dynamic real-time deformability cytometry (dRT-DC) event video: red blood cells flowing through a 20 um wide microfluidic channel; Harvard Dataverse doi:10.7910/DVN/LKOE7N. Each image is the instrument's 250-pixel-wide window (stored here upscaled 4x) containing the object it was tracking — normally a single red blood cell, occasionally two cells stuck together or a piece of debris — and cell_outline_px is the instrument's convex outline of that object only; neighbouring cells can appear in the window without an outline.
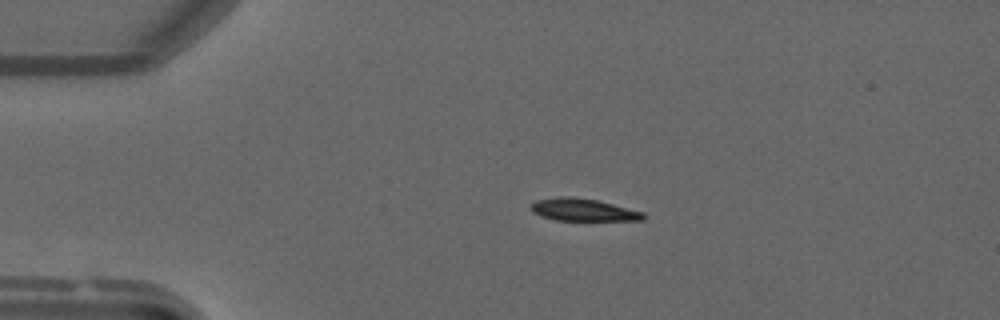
{"species": "common noctule bat (a hibernating species)", "species_latin": "Nyctalus noctula", "temperature_condition": "warm", "stored_images_in_passage": 49, "camera_frame_rate_fps": 3000, "um_per_image_px": 0.085, "animal": {"sex": "male", "forearm_length_mm": 52.5}, "frame": {"image": 1, "passage_image": 10, "time_ms": 3.0, "image_size_px": [1000, 320], "cell_outline_px": [[648, 216], [644, 220], [556, 220], [540, 216], [532, 212], [532, 204], [536, 200], [560, 196], [572, 196], [596, 200], [644, 212]], "centroid_in_image_um": [49.58, 17.83], "position_along_channel_um": 35.4, "area_um2": 14.62}}
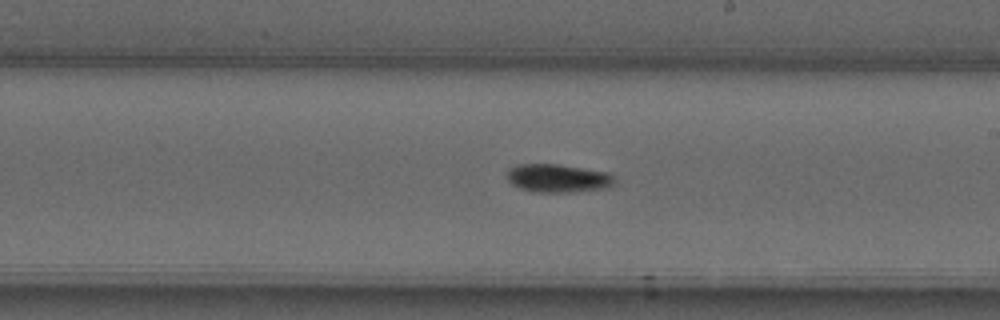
{"frame": {"image": 2, "passage_image": 28, "time_ms": 9.0, "image_size_px": [1000, 320], "cell_outline_px": [[616, 184], [608, 188], [568, 192], [532, 192], [520, 188], [512, 184], [504, 176], [508, 168], [520, 164], [556, 164], [608, 172], [616, 180]], "centroid_in_image_um": [47.4, 15.15], "position_along_channel_um": 241.6, "area_um2": 17.92}}
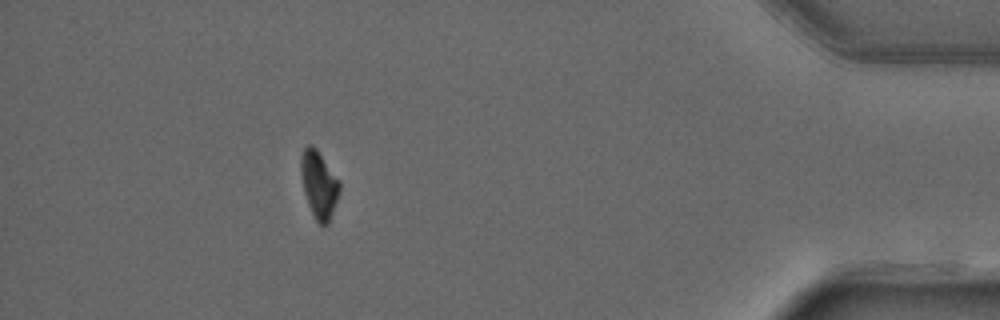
{"frame": {"image": 3, "passage_image": 44, "time_ms": 14.333, "image_size_px": [1000, 320], "cell_outline_px": [[340, 192], [328, 224], [320, 224], [316, 220], [308, 204], [304, 192], [300, 172], [300, 160], [304, 148], [308, 144], [312, 144], [316, 148], [340, 180]], "centroid_in_image_um": [27.11, 15.65], "position_along_channel_um": 408.1, "area_um2": 15.14}}